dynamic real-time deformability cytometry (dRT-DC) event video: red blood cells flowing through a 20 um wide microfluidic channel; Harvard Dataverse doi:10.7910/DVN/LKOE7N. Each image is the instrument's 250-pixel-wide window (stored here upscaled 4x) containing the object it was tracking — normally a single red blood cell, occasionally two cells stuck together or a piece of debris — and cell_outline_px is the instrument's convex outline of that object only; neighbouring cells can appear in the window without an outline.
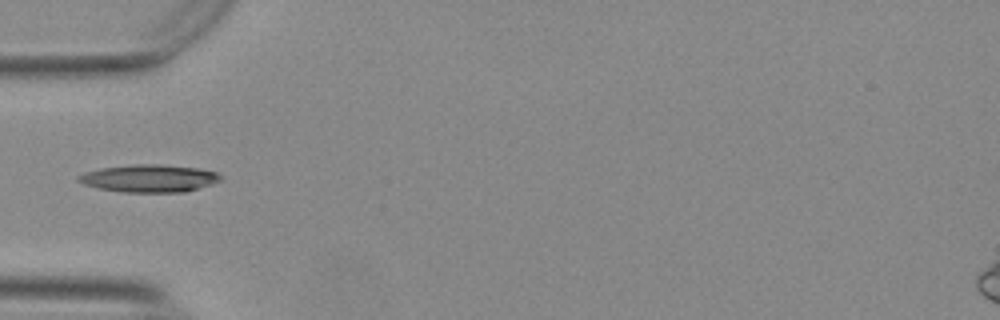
{"species": "Egyptian fruit bat (a non-hibernating species)", "species_latin": "Rousettus aegyptiacus", "temperature_condition": "warm", "stored_images_in_passage": 38, "camera_frame_rate_fps": 3000, "um_per_image_px": 0.085, "animal": {"sex": "female"}, "frame": {"image": 1, "passage_image": 1, "time_ms": 0.0, "image_size_px": [1000, 320], "cell_outline_px": [[224, 176], [220, 180], [212, 184], [184, 192], [120, 192], [100, 188], [84, 184], [76, 180], [76, 176], [84, 172], [100, 168], [136, 164], [160, 164], [200, 168], [216, 172]], "centroid_in_image_um": [12.69, 15.15], "position_along_channel_um": 72.3, "area_um2": 22.95}}
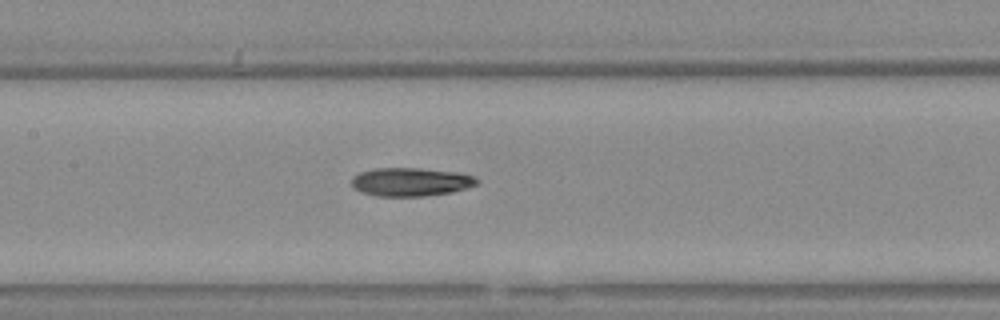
{"frame": {"image": 2, "passage_image": 9, "time_ms": 2.667, "image_size_px": [1000, 320], "cell_outline_px": [[480, 180], [476, 184], [452, 192], [424, 196], [376, 196], [360, 192], [352, 188], [352, 176], [360, 172], [376, 168], [420, 168], [460, 172], [472, 176]], "centroid_in_image_um": [34.88, 15.46], "position_along_channel_um": 172.5, "area_um2": 20.87}}
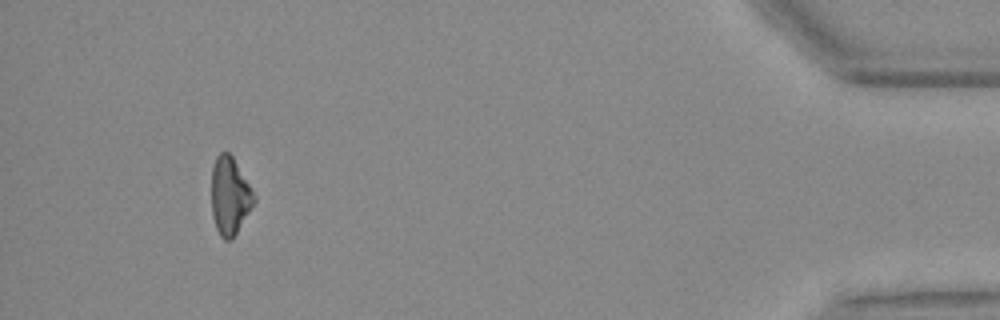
{"frame": {"image": 3, "passage_image": 34, "time_ms": 11.0, "image_size_px": [1000, 320], "cell_outline_px": [[256, 200], [232, 240], [224, 240], [220, 236], [216, 228], [212, 216], [212, 168], [216, 156], [220, 152], [228, 152], [232, 156], [256, 196]], "centroid_in_image_um": [19.53, 16.67], "position_along_channel_um": 415.7, "area_um2": 19.13}}